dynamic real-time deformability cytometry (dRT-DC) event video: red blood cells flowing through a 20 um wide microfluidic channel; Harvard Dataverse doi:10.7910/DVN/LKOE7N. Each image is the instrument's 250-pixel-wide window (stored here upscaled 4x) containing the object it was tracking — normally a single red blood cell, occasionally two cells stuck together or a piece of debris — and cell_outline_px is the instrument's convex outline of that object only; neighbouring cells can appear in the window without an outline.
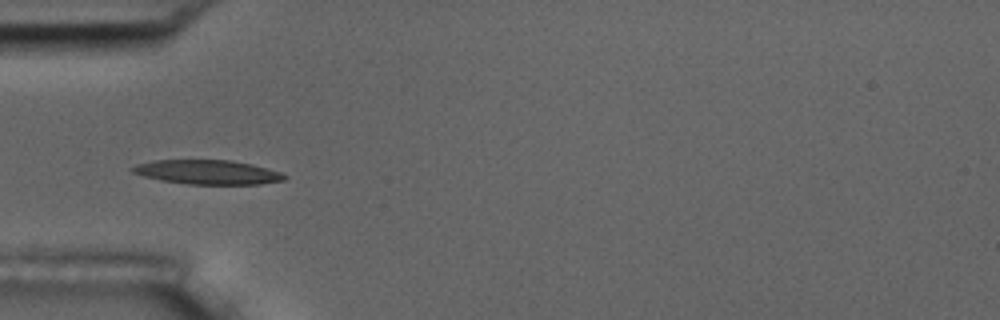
{"species": "common noctule bat (a hibernating species)", "species_latin": "Nyctalus noctula", "temperature_condition": "room temperature", "stored_images_in_passage": 7, "camera_frame_rate_fps": 3000, "um_per_image_px": 0.085, "animal": {"sex": "male", "body_mass_g": 17.5, "forearm_length_mm": 52.3}, "frame": {"image": 1, "passage_image": 5, "time_ms": 4.667, "image_size_px": [1000, 320], "cell_outline_px": [[288, 176], [284, 180], [260, 184], [188, 184], [160, 180], [144, 176], [132, 172], [128, 168], [136, 164], [156, 160], [232, 160], [252, 164], [280, 172]], "centroid_in_image_um": [17.62, 14.63], "position_along_channel_um": 67.4, "area_um2": 21.5}}